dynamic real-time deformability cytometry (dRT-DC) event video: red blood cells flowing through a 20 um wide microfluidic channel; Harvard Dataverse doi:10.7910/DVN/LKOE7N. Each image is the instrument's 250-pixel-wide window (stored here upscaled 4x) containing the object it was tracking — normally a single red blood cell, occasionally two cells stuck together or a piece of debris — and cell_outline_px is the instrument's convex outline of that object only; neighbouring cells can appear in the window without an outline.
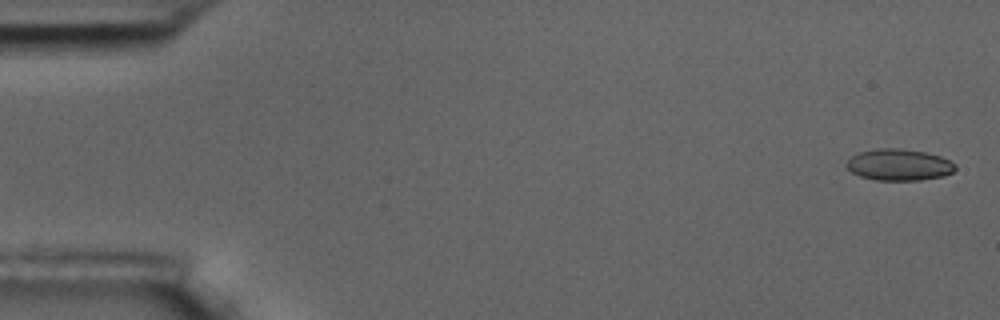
{"species": "common noctule bat (a hibernating species)", "species_latin": "Nyctalus noctula", "temperature_condition": "room temperature", "stored_images_in_passage": 58, "camera_frame_rate_fps": 3000, "um_per_image_px": 0.085, "animal": {"sex": "male", "body_mass_g": 17.5, "forearm_length_mm": 52.3}, "frame": {"image": 1, "passage_image": 2, "time_ms": 0.333, "image_size_px": [1000, 320], "cell_outline_px": [[956, 168], [952, 172], [944, 176], [920, 180], [876, 180], [860, 176], [852, 172], [844, 164], [852, 156], [860, 152], [876, 148], [896, 148], [924, 152], [940, 156], [956, 164]], "centroid_in_image_um": [76.41, 14.01], "position_along_channel_um": 8.6, "area_um2": 19.88}}
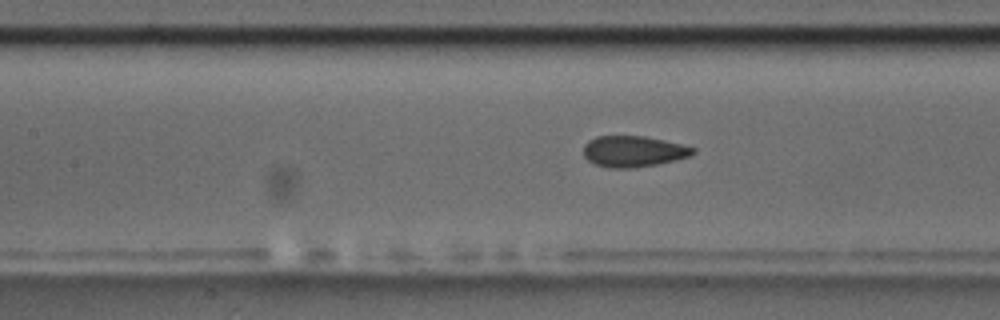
{"frame": {"image": 2, "passage_image": 26, "time_ms": 8.333, "image_size_px": [1000, 320], "cell_outline_px": [[696, 152], [692, 156], [676, 160], [656, 164], [632, 168], [608, 168], [596, 164], [588, 160], [584, 156], [584, 144], [588, 140], [596, 136], [644, 136], [664, 140], [696, 148]], "centroid_in_image_um": [53.85, 12.86], "position_along_channel_um": 153.6, "area_um2": 19.88}}
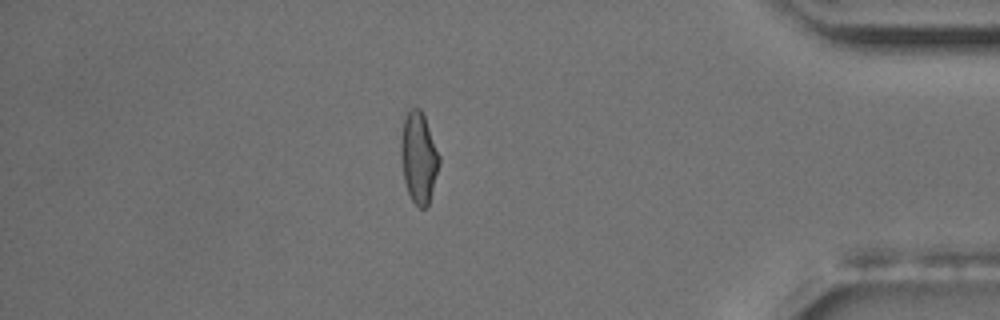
{"frame": {"image": 3, "passage_image": 50, "time_ms": 16.333, "image_size_px": [1000, 320], "cell_outline_px": [[440, 164], [428, 204], [424, 208], [420, 208], [412, 200], [408, 192], [404, 180], [400, 156], [400, 136], [404, 116], [412, 108], [420, 108], [424, 116], [440, 156]], "centroid_in_image_um": [35.57, 13.37], "position_along_channel_um": 399.6, "area_um2": 20.29}, "authors_computed_cell_mechanics": {"area_um2": 20.0277, "velocity_mm_per_s": 3.5298, "shape_relaxation_time_tau1_ms": 8.8718, "shape_relaxation_time_tau2_ms": 1.1417, "deformation_change_tau1": 0.1607, "deformation_change_tau2": 0.0695}}